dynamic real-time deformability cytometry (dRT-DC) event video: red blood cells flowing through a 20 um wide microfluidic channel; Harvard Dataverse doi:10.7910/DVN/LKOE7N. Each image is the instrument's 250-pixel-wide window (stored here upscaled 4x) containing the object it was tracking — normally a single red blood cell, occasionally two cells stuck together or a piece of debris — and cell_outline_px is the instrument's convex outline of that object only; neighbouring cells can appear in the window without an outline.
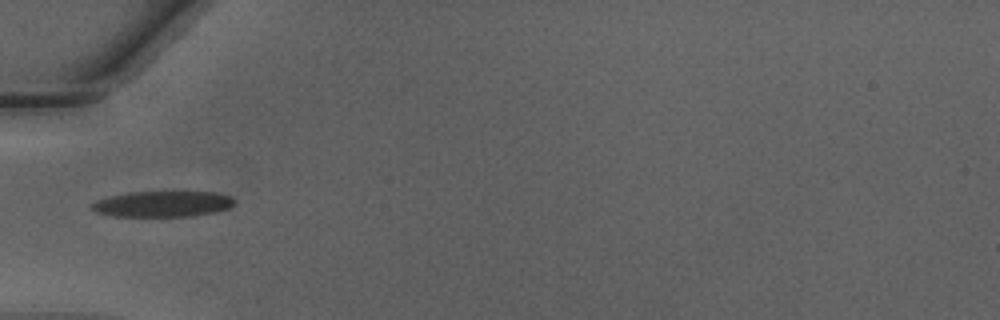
{"species": "Egyptian fruit bat (a non-hibernating species)", "species_latin": "Rousettus aegyptiacus", "temperature_condition": "warm", "stored_images_in_passage": 20, "camera_frame_rate_fps": 3000, "um_per_image_px": 0.085, "animal": {"sex": "male"}, "frame": {"image": 1, "passage_image": 1, "time_ms": 0.0, "image_size_px": [1000, 320], "cell_outline_px": [[236, 200], [228, 208], [216, 212], [192, 216], [112, 216], [96, 212], [92, 208], [92, 204], [96, 200], [112, 196], [132, 192], [216, 192], [232, 196]], "centroid_in_image_um": [13.87, 17.34], "position_along_channel_um": 71.1, "area_um2": 21.33}}
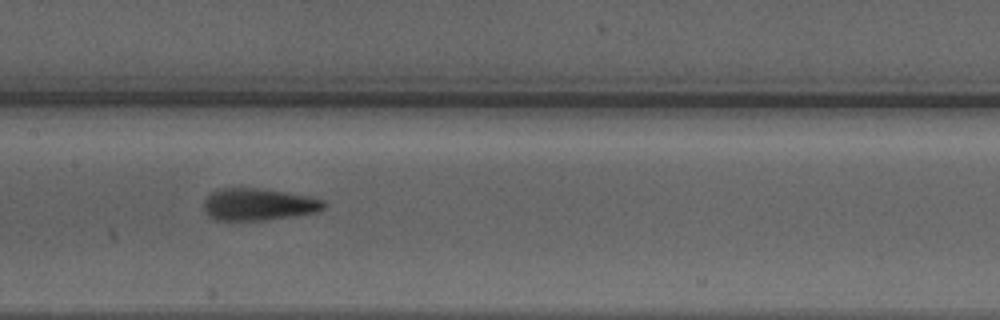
{"frame": {"image": 2, "passage_image": 9, "time_ms": 2.667, "image_size_px": [1000, 320], "cell_outline_px": [[328, 204], [324, 208], [316, 212], [264, 220], [216, 220], [204, 208], [204, 200], [212, 192], [220, 188], [260, 188], [308, 196], [324, 200]], "centroid_in_image_um": [21.99, 17.36], "position_along_channel_um": 185.4, "area_um2": 22.14}}
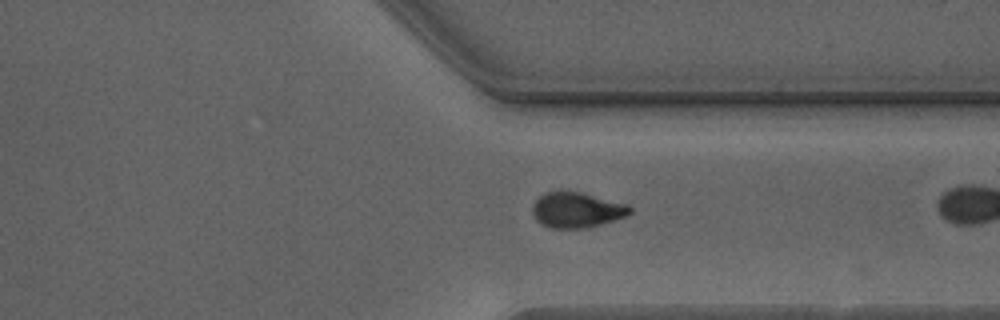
{"frame": {"image": 3, "passage_image": 19, "time_ms": 6.0, "image_size_px": [1000, 320], "cell_outline_px": [[632, 212], [628, 216], [600, 224], [584, 228], [552, 228], [540, 224], [536, 220], [532, 212], [532, 204], [544, 192], [580, 192], [628, 204], [632, 208]], "centroid_in_image_um": [49.03, 17.85], "position_along_channel_um": 362.4, "area_um2": 20.06}}